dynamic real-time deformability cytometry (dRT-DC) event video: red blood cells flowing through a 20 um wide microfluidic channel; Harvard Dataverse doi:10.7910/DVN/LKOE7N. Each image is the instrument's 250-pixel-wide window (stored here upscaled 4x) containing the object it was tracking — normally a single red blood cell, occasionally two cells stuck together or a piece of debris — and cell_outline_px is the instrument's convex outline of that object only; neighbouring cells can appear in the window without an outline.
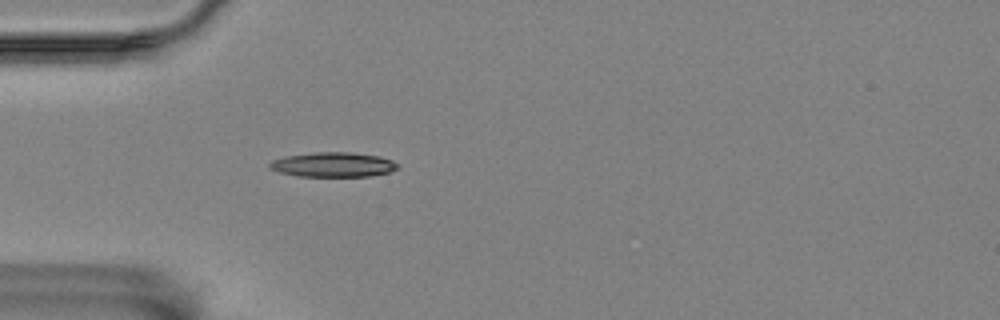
{"species": "Egyptian fruit bat (a non-hibernating species)", "species_latin": "Rousettus aegyptiacus", "temperature_condition": "room temperature", "stored_images_in_passage": 2, "camera_frame_rate_fps": 3000, "um_per_image_px": 0.085, "animal": {"sex": "female"}, "frame": {"image": 1, "passage_image": 2, "time_ms": 1.333, "image_size_px": [1000, 320], "cell_outline_px": [[400, 168], [388, 172], [372, 176], [296, 176], [280, 172], [268, 168], [268, 164], [272, 160], [284, 156], [316, 152], [352, 152], [380, 156], [392, 160], [400, 164]], "centroid_in_image_um": [28.34, 13.99], "position_along_channel_um": 56.7, "area_um2": 18.61}}